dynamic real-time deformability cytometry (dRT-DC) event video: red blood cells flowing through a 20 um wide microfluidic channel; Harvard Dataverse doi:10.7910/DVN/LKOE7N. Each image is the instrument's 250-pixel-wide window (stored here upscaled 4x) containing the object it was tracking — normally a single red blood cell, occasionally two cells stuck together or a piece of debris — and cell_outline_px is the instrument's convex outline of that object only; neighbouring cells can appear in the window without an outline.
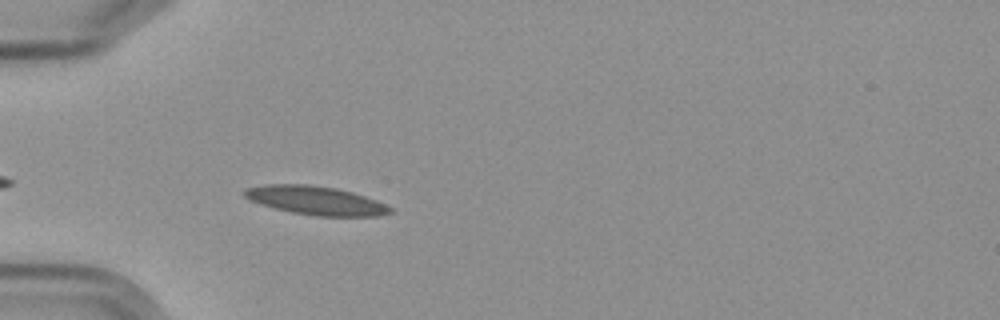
{"species": "Egyptian fruit bat (a non-hibernating species)", "species_latin": "Rousettus aegyptiacus", "temperature_condition": "cold", "stored_images_in_passage": 5, "camera_frame_rate_fps": 3000, "um_per_image_px": 0.085, "frame": {"image": 1, "passage_image": 5, "time_ms": 4.667, "image_size_px": [1000, 320], "cell_outline_px": [[392, 212], [376, 216], [316, 216], [292, 212], [260, 204], [244, 196], [244, 188], [268, 184], [308, 184], [336, 188], [352, 192], [376, 200], [392, 208]], "centroid_in_image_um": [26.83, 17.03], "position_along_channel_um": 58.2, "area_um2": 24.1}}